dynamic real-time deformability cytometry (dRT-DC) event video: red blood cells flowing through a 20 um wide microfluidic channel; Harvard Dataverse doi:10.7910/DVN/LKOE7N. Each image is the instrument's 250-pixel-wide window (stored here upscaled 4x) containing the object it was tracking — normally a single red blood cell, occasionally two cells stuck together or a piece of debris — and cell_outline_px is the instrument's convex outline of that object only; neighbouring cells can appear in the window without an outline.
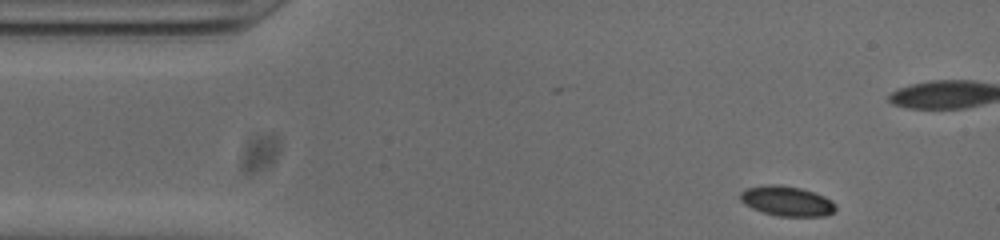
{"species": "common noctule bat (a hibernating species)", "species_latin": "Nyctalus noctula", "temperature_condition": "cold", "stored_images_in_passage": 51, "camera_frame_rate_fps": 3000, "um_per_image_px": 0.085, "animal": {"sex": "male", "body_mass_g": 20.0, "forearm_length_mm": 53.3}, "frame": {"image": 1, "passage_image": 3, "time_ms": 0.667, "image_size_px": [1000, 240], "cell_outline_px": [[836, 208], [832, 212], [824, 216], [780, 216], [764, 212], [752, 208], [744, 204], [740, 200], [740, 192], [748, 188], [772, 184], [776, 184], [800, 188], [824, 196], [832, 200], [836, 204]], "centroid_in_image_um": [66.89, 17.09], "position_along_channel_um": 18.1, "area_um2": 16.42}}
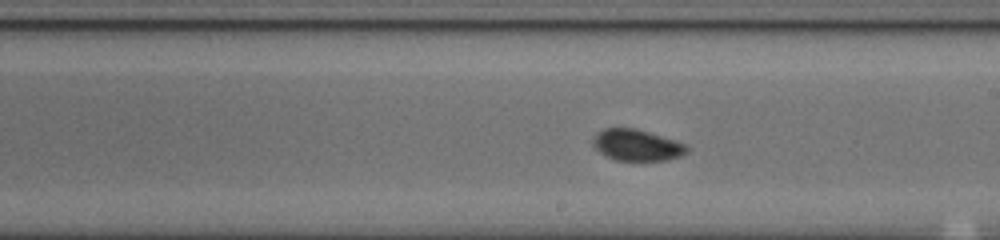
{"frame": {"image": 2, "passage_image": 26, "time_ms": 8.333, "image_size_px": [1000, 240], "cell_outline_px": [[688, 152], [680, 156], [668, 160], [616, 160], [604, 156], [592, 144], [592, 136], [596, 132], [604, 128], [636, 128], [684, 144], [688, 148]], "centroid_in_image_um": [54.06, 12.33], "position_along_channel_um": 234.9, "area_um2": 17.05}}
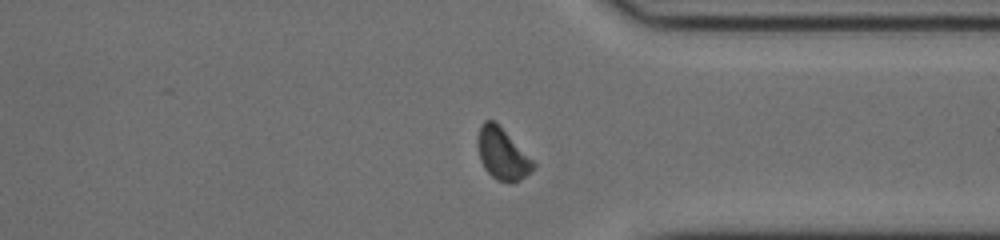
{"frame": {"image": 3, "passage_image": 37, "time_ms": 12.0, "image_size_px": [1000, 240], "cell_outline_px": [[536, 164], [532, 172], [520, 180], [512, 184], [496, 180], [484, 168], [480, 160], [476, 140], [480, 124], [484, 120], [492, 120]], "centroid_in_image_um": [42.66, 13.13], "position_along_channel_um": 368.7, "area_um2": 16.42}, "authors_computed_cell_mechanics": {"area_um2": 16.8198, "velocity_mm_per_s": 3.7708, "shape_relaxation_time_tau1_ms": 2.905, "shape_relaxation_time_tau2_ms": 5.1013, "deformation_change_tau1": 0.074, "deformation_change_tau2": 0.0531}}